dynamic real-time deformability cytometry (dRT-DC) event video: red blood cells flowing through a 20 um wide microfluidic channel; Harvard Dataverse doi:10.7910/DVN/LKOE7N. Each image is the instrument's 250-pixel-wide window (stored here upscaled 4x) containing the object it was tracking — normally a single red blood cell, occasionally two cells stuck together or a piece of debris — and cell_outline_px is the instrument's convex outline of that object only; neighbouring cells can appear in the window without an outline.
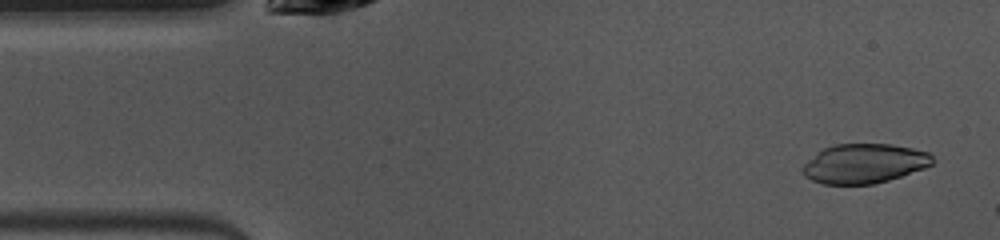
{"species": "common noctule bat (a hibernating species)", "species_latin": "Nyctalus noctula", "temperature_condition": "warm", "stored_images_in_passage": 7, "camera_frame_rate_fps": 3000, "um_per_image_px": 0.085, "animal": {"sex": "female", "body_mass_g": 10.0, "forearm_length_mm": 53.1}, "frame": {"image": 1, "passage_image": 2, "time_ms": 0.333, "image_size_px": [1000, 240], "cell_outline_px": [[936, 160], [932, 164], [924, 168], [888, 180], [872, 184], [824, 184], [812, 180], [804, 176], [804, 164], [816, 152], [832, 144], [892, 144], [912, 148], [928, 152]], "centroid_in_image_um": [73.47, 13.89], "position_along_channel_um": 11.5, "area_um2": 29.77}}